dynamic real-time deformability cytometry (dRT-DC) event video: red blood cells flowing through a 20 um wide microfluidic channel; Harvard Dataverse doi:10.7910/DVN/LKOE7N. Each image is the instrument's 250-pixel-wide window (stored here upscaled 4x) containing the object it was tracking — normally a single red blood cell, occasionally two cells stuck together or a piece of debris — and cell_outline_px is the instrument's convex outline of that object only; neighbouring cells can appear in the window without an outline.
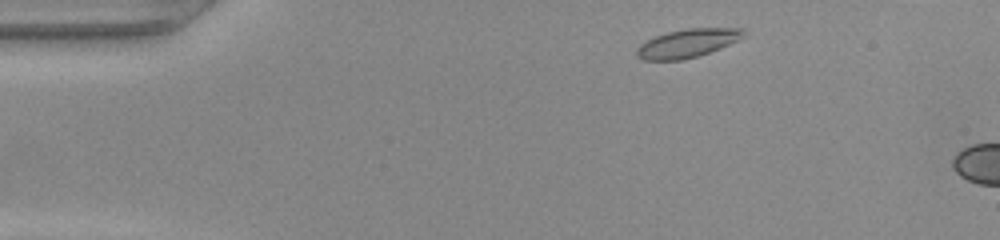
{"species": "common noctule bat (a hibernating species)", "species_latin": "Nyctalus noctula", "temperature_condition": "warm", "stored_images_in_passage": 6, "camera_frame_rate_fps": 3000, "um_per_image_px": 0.085, "animal": {"sex": "female", "body_mass_g": 22.0, "forearm_length_mm": 56.7}, "frame": {"image": 1, "passage_image": 2, "time_ms": 0.333, "image_size_px": [1000, 240], "cell_outline_px": [[744, 36], [740, 40], [720, 48], [696, 56], [680, 60], [644, 60], [636, 56], [636, 48], [640, 44], [656, 36], [668, 32], [688, 28], [744, 28]], "centroid_in_image_um": [58.44, 3.67], "position_along_channel_um": 26.6, "area_um2": 17.57}}